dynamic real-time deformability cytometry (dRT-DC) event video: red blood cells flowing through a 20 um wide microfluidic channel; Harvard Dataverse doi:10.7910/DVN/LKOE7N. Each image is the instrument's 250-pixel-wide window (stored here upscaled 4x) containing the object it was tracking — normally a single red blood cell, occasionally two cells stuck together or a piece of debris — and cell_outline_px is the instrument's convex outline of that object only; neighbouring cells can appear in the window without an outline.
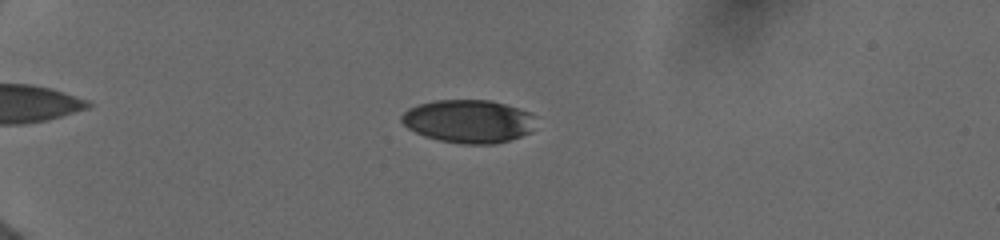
{"species": "human", "species_latin": "Homo sapiens", "temperature_condition": "cold", "stored_images_in_passage": 49, "camera_frame_rate_fps": 3000, "um_per_image_px": 0.085, "donor": {"sex": "female"}, "frame": {"image": 1, "passage_image": 11, "time_ms": 3.333, "image_size_px": [1000, 240], "cell_outline_px": [[536, 116], [532, 132], [508, 140], [492, 144], [460, 144], [440, 140], [424, 136], [408, 128], [400, 120], [400, 116], [408, 108], [420, 104], [436, 100], [488, 100], [520, 108], [532, 112]], "centroid_in_image_um": [39.84, 10.3], "position_along_channel_um": 45.2, "area_um2": 33.87}}
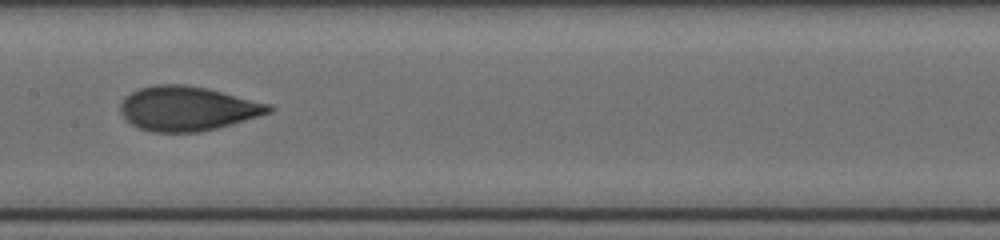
{"frame": {"image": 2, "passage_image": 26, "time_ms": 8.333, "image_size_px": [1000, 240], "cell_outline_px": [[276, 108], [272, 112], [216, 128], [200, 132], [152, 132], [140, 128], [132, 124], [120, 112], [120, 104], [124, 96], [140, 88], [156, 84], [184, 84], [208, 88], [272, 104]], "centroid_in_image_um": [15.95, 9.21], "position_along_channel_um": 191.4, "area_um2": 38.49}}
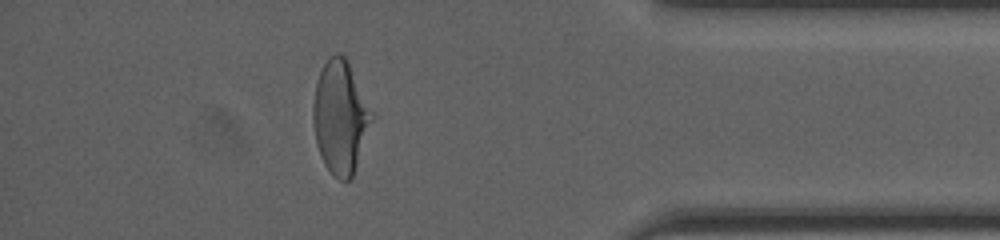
{"frame": {"image": 3, "passage_image": 44, "time_ms": 14.333, "image_size_px": [1000, 240], "cell_outline_px": [[376, 112], [352, 176], [348, 180], [340, 180], [324, 164], [320, 156], [316, 144], [312, 120], [312, 108], [316, 80], [328, 56], [336, 52], [340, 52], [348, 60]], "centroid_in_image_um": [28.95, 9.87], "position_along_channel_um": 406.3, "area_um2": 39.3}, "authors_computed_cell_mechanics": {"area_um2": 37.2232, "velocity_mm_per_s": 3.9815, "shape_relaxation_time_tau1_ms": 5.5036, "shape_relaxation_time_tau2_ms": 1.0915, "deformation_change_tau1": 0.1889, "deformation_change_tau2": 0.0609}}